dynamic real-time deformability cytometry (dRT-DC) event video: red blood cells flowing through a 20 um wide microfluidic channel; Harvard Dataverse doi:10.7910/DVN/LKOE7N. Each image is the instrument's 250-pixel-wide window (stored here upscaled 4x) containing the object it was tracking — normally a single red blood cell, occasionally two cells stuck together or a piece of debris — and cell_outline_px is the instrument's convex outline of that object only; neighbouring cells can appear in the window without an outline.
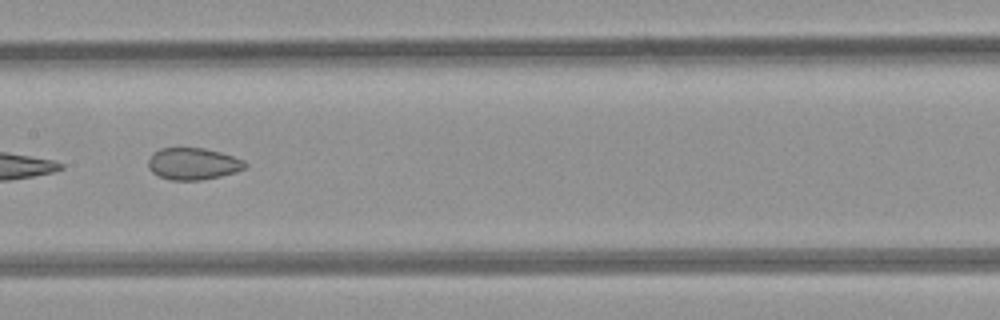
{"species": "common noctule bat (a hibernating species)", "species_latin": "Nyctalus noctula", "temperature_condition": "room temperature", "stored_images_in_passage": 10, "segment_of_instrument_passage": [1, 2], "camera_frame_rate_fps": 3000, "um_per_image_px": 0.085, "animal": {"sex": "female", "body_mass_g": 21.9}, "frame": {"image": 1, "passage_image": 7, "time_ms": 7.667, "image_size_px": [1000, 320], "cell_outline_px": [[248, 164], [244, 168], [236, 172], [220, 176], [200, 180], [168, 180], [152, 172], [148, 168], [148, 160], [152, 152], [160, 148], [204, 148], [220, 152], [244, 160]], "centroid_in_image_um": [16.39, 13.92], "position_along_channel_um": 191.0, "area_um2": 18.03}}
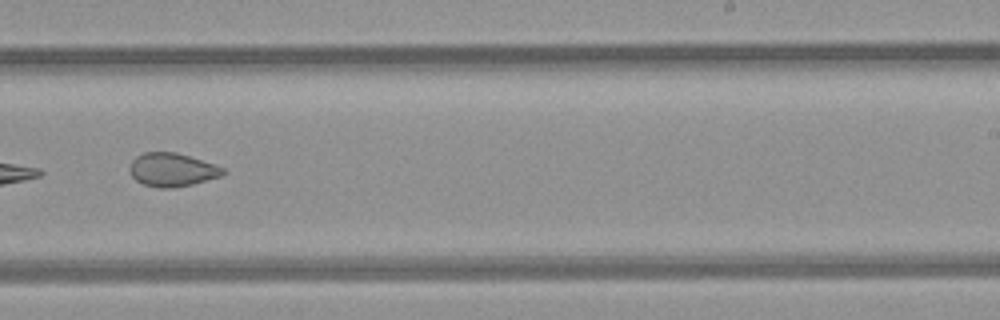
{"frame": {"image": 2, "passage_image": 9, "time_ms": 9.667, "image_size_px": [1000, 320], "cell_outline_px": [[228, 172], [220, 176], [192, 184], [172, 188], [160, 188], [144, 184], [136, 180], [132, 176], [128, 168], [132, 160], [136, 156], [144, 152], [176, 152], [216, 164], [224, 168]], "centroid_in_image_um": [14.63, 14.42], "position_along_channel_um": 274.4, "area_um2": 18.26}}